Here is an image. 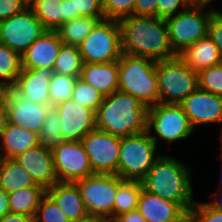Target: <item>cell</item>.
I'll return each instance as SVG.
<instances>
[{
    "label": "cell",
    "instance_id": "obj_1",
    "mask_svg": "<svg viewBox=\"0 0 222 222\" xmlns=\"http://www.w3.org/2000/svg\"><path fill=\"white\" fill-rule=\"evenodd\" d=\"M118 22L121 29L122 53L155 61L178 56L171 47L165 19L132 15Z\"/></svg>",
    "mask_w": 222,
    "mask_h": 222
},
{
    "label": "cell",
    "instance_id": "obj_2",
    "mask_svg": "<svg viewBox=\"0 0 222 222\" xmlns=\"http://www.w3.org/2000/svg\"><path fill=\"white\" fill-rule=\"evenodd\" d=\"M190 169L172 155L161 154L142 180L143 188L154 195L178 203L189 213L196 202Z\"/></svg>",
    "mask_w": 222,
    "mask_h": 222
},
{
    "label": "cell",
    "instance_id": "obj_3",
    "mask_svg": "<svg viewBox=\"0 0 222 222\" xmlns=\"http://www.w3.org/2000/svg\"><path fill=\"white\" fill-rule=\"evenodd\" d=\"M148 108L130 94L114 91L96 110V129L118 137L147 131Z\"/></svg>",
    "mask_w": 222,
    "mask_h": 222
},
{
    "label": "cell",
    "instance_id": "obj_4",
    "mask_svg": "<svg viewBox=\"0 0 222 222\" xmlns=\"http://www.w3.org/2000/svg\"><path fill=\"white\" fill-rule=\"evenodd\" d=\"M156 61L122 53L118 61V90L132 95L147 108L159 103V90L155 71Z\"/></svg>",
    "mask_w": 222,
    "mask_h": 222
},
{
    "label": "cell",
    "instance_id": "obj_5",
    "mask_svg": "<svg viewBox=\"0 0 222 222\" xmlns=\"http://www.w3.org/2000/svg\"><path fill=\"white\" fill-rule=\"evenodd\" d=\"M161 154L147 131L121 137L116 175L122 180L142 181Z\"/></svg>",
    "mask_w": 222,
    "mask_h": 222
},
{
    "label": "cell",
    "instance_id": "obj_6",
    "mask_svg": "<svg viewBox=\"0 0 222 222\" xmlns=\"http://www.w3.org/2000/svg\"><path fill=\"white\" fill-rule=\"evenodd\" d=\"M159 102L181 104L198 87V73L179 56L156 61Z\"/></svg>",
    "mask_w": 222,
    "mask_h": 222
},
{
    "label": "cell",
    "instance_id": "obj_7",
    "mask_svg": "<svg viewBox=\"0 0 222 222\" xmlns=\"http://www.w3.org/2000/svg\"><path fill=\"white\" fill-rule=\"evenodd\" d=\"M191 5L176 15L165 19L173 51L179 55L188 46L208 35V25L214 11L213 6Z\"/></svg>",
    "mask_w": 222,
    "mask_h": 222
},
{
    "label": "cell",
    "instance_id": "obj_8",
    "mask_svg": "<svg viewBox=\"0 0 222 222\" xmlns=\"http://www.w3.org/2000/svg\"><path fill=\"white\" fill-rule=\"evenodd\" d=\"M122 181L118 175L93 174L74 182L91 219H113L117 187Z\"/></svg>",
    "mask_w": 222,
    "mask_h": 222
},
{
    "label": "cell",
    "instance_id": "obj_9",
    "mask_svg": "<svg viewBox=\"0 0 222 222\" xmlns=\"http://www.w3.org/2000/svg\"><path fill=\"white\" fill-rule=\"evenodd\" d=\"M84 64L119 61L121 29L117 20H100L78 46Z\"/></svg>",
    "mask_w": 222,
    "mask_h": 222
},
{
    "label": "cell",
    "instance_id": "obj_10",
    "mask_svg": "<svg viewBox=\"0 0 222 222\" xmlns=\"http://www.w3.org/2000/svg\"><path fill=\"white\" fill-rule=\"evenodd\" d=\"M152 131L156 135H152ZM195 130L192 128L187 115L180 104H164L148 108L147 132L156 143L162 140L164 143H172L186 140Z\"/></svg>",
    "mask_w": 222,
    "mask_h": 222
},
{
    "label": "cell",
    "instance_id": "obj_11",
    "mask_svg": "<svg viewBox=\"0 0 222 222\" xmlns=\"http://www.w3.org/2000/svg\"><path fill=\"white\" fill-rule=\"evenodd\" d=\"M46 29L30 7L0 22V43L21 56Z\"/></svg>",
    "mask_w": 222,
    "mask_h": 222
},
{
    "label": "cell",
    "instance_id": "obj_12",
    "mask_svg": "<svg viewBox=\"0 0 222 222\" xmlns=\"http://www.w3.org/2000/svg\"><path fill=\"white\" fill-rule=\"evenodd\" d=\"M120 141L121 137L98 129L90 131L81 139L94 174L116 175Z\"/></svg>",
    "mask_w": 222,
    "mask_h": 222
},
{
    "label": "cell",
    "instance_id": "obj_13",
    "mask_svg": "<svg viewBox=\"0 0 222 222\" xmlns=\"http://www.w3.org/2000/svg\"><path fill=\"white\" fill-rule=\"evenodd\" d=\"M51 151L58 182L74 183L94 174L81 141H62Z\"/></svg>",
    "mask_w": 222,
    "mask_h": 222
},
{
    "label": "cell",
    "instance_id": "obj_14",
    "mask_svg": "<svg viewBox=\"0 0 222 222\" xmlns=\"http://www.w3.org/2000/svg\"><path fill=\"white\" fill-rule=\"evenodd\" d=\"M52 108L61 120L63 141H81L87 133L96 129L95 111L80 103L68 100Z\"/></svg>",
    "mask_w": 222,
    "mask_h": 222
},
{
    "label": "cell",
    "instance_id": "obj_15",
    "mask_svg": "<svg viewBox=\"0 0 222 222\" xmlns=\"http://www.w3.org/2000/svg\"><path fill=\"white\" fill-rule=\"evenodd\" d=\"M192 128L200 125L222 124V97L197 87L180 104ZM222 140V132L219 136Z\"/></svg>",
    "mask_w": 222,
    "mask_h": 222
},
{
    "label": "cell",
    "instance_id": "obj_16",
    "mask_svg": "<svg viewBox=\"0 0 222 222\" xmlns=\"http://www.w3.org/2000/svg\"><path fill=\"white\" fill-rule=\"evenodd\" d=\"M8 123L39 134L50 105L37 104L21 96L14 88H9L6 94Z\"/></svg>",
    "mask_w": 222,
    "mask_h": 222
},
{
    "label": "cell",
    "instance_id": "obj_17",
    "mask_svg": "<svg viewBox=\"0 0 222 222\" xmlns=\"http://www.w3.org/2000/svg\"><path fill=\"white\" fill-rule=\"evenodd\" d=\"M14 160L32 177L34 182L45 190L58 182L51 148L37 145L19 154Z\"/></svg>",
    "mask_w": 222,
    "mask_h": 222
},
{
    "label": "cell",
    "instance_id": "obj_18",
    "mask_svg": "<svg viewBox=\"0 0 222 222\" xmlns=\"http://www.w3.org/2000/svg\"><path fill=\"white\" fill-rule=\"evenodd\" d=\"M56 30H46L21 56L23 69L54 68L61 48Z\"/></svg>",
    "mask_w": 222,
    "mask_h": 222
},
{
    "label": "cell",
    "instance_id": "obj_19",
    "mask_svg": "<svg viewBox=\"0 0 222 222\" xmlns=\"http://www.w3.org/2000/svg\"><path fill=\"white\" fill-rule=\"evenodd\" d=\"M53 73L50 68H22L13 88L33 103L50 105V79Z\"/></svg>",
    "mask_w": 222,
    "mask_h": 222
},
{
    "label": "cell",
    "instance_id": "obj_20",
    "mask_svg": "<svg viewBox=\"0 0 222 222\" xmlns=\"http://www.w3.org/2000/svg\"><path fill=\"white\" fill-rule=\"evenodd\" d=\"M137 210L146 222H174L186 213L178 203L154 195L144 188L138 198Z\"/></svg>",
    "mask_w": 222,
    "mask_h": 222
},
{
    "label": "cell",
    "instance_id": "obj_21",
    "mask_svg": "<svg viewBox=\"0 0 222 222\" xmlns=\"http://www.w3.org/2000/svg\"><path fill=\"white\" fill-rule=\"evenodd\" d=\"M46 194L60 207L70 221L91 219L75 183L57 182L46 190Z\"/></svg>",
    "mask_w": 222,
    "mask_h": 222
},
{
    "label": "cell",
    "instance_id": "obj_22",
    "mask_svg": "<svg viewBox=\"0 0 222 222\" xmlns=\"http://www.w3.org/2000/svg\"><path fill=\"white\" fill-rule=\"evenodd\" d=\"M80 78L98 90L102 96H108L119 87L118 61L83 64Z\"/></svg>",
    "mask_w": 222,
    "mask_h": 222
},
{
    "label": "cell",
    "instance_id": "obj_23",
    "mask_svg": "<svg viewBox=\"0 0 222 222\" xmlns=\"http://www.w3.org/2000/svg\"><path fill=\"white\" fill-rule=\"evenodd\" d=\"M39 145L38 134L7 123L0 135V158L14 159L27 149Z\"/></svg>",
    "mask_w": 222,
    "mask_h": 222
},
{
    "label": "cell",
    "instance_id": "obj_24",
    "mask_svg": "<svg viewBox=\"0 0 222 222\" xmlns=\"http://www.w3.org/2000/svg\"><path fill=\"white\" fill-rule=\"evenodd\" d=\"M194 72L222 63L217 46L207 35L178 55Z\"/></svg>",
    "mask_w": 222,
    "mask_h": 222
},
{
    "label": "cell",
    "instance_id": "obj_25",
    "mask_svg": "<svg viewBox=\"0 0 222 222\" xmlns=\"http://www.w3.org/2000/svg\"><path fill=\"white\" fill-rule=\"evenodd\" d=\"M30 186L41 185L14 159L0 158V189L10 193Z\"/></svg>",
    "mask_w": 222,
    "mask_h": 222
},
{
    "label": "cell",
    "instance_id": "obj_26",
    "mask_svg": "<svg viewBox=\"0 0 222 222\" xmlns=\"http://www.w3.org/2000/svg\"><path fill=\"white\" fill-rule=\"evenodd\" d=\"M104 17H77L64 22L57 30L61 42L78 47L95 25Z\"/></svg>",
    "mask_w": 222,
    "mask_h": 222
},
{
    "label": "cell",
    "instance_id": "obj_27",
    "mask_svg": "<svg viewBox=\"0 0 222 222\" xmlns=\"http://www.w3.org/2000/svg\"><path fill=\"white\" fill-rule=\"evenodd\" d=\"M46 194L42 186H30L8 193L10 213L35 216L41 198Z\"/></svg>",
    "mask_w": 222,
    "mask_h": 222
},
{
    "label": "cell",
    "instance_id": "obj_28",
    "mask_svg": "<svg viewBox=\"0 0 222 222\" xmlns=\"http://www.w3.org/2000/svg\"><path fill=\"white\" fill-rule=\"evenodd\" d=\"M142 188V181L139 180H123L118 185L113 206V218L137 210L138 198Z\"/></svg>",
    "mask_w": 222,
    "mask_h": 222
},
{
    "label": "cell",
    "instance_id": "obj_29",
    "mask_svg": "<svg viewBox=\"0 0 222 222\" xmlns=\"http://www.w3.org/2000/svg\"><path fill=\"white\" fill-rule=\"evenodd\" d=\"M63 0H37L30 8L46 30L63 24Z\"/></svg>",
    "mask_w": 222,
    "mask_h": 222
},
{
    "label": "cell",
    "instance_id": "obj_30",
    "mask_svg": "<svg viewBox=\"0 0 222 222\" xmlns=\"http://www.w3.org/2000/svg\"><path fill=\"white\" fill-rule=\"evenodd\" d=\"M21 70V55L0 43V82L8 88H13Z\"/></svg>",
    "mask_w": 222,
    "mask_h": 222
},
{
    "label": "cell",
    "instance_id": "obj_31",
    "mask_svg": "<svg viewBox=\"0 0 222 222\" xmlns=\"http://www.w3.org/2000/svg\"><path fill=\"white\" fill-rule=\"evenodd\" d=\"M83 64L78 47L62 44L53 71L61 75L80 77Z\"/></svg>",
    "mask_w": 222,
    "mask_h": 222
},
{
    "label": "cell",
    "instance_id": "obj_32",
    "mask_svg": "<svg viewBox=\"0 0 222 222\" xmlns=\"http://www.w3.org/2000/svg\"><path fill=\"white\" fill-rule=\"evenodd\" d=\"M77 77L53 73L50 79V106L71 100Z\"/></svg>",
    "mask_w": 222,
    "mask_h": 222
},
{
    "label": "cell",
    "instance_id": "obj_33",
    "mask_svg": "<svg viewBox=\"0 0 222 222\" xmlns=\"http://www.w3.org/2000/svg\"><path fill=\"white\" fill-rule=\"evenodd\" d=\"M61 124L57 112L51 108L38 134L39 144L47 148L60 144L63 141Z\"/></svg>",
    "mask_w": 222,
    "mask_h": 222
},
{
    "label": "cell",
    "instance_id": "obj_34",
    "mask_svg": "<svg viewBox=\"0 0 222 222\" xmlns=\"http://www.w3.org/2000/svg\"><path fill=\"white\" fill-rule=\"evenodd\" d=\"M103 98L104 96L98 90L77 77L71 100L96 112Z\"/></svg>",
    "mask_w": 222,
    "mask_h": 222
},
{
    "label": "cell",
    "instance_id": "obj_35",
    "mask_svg": "<svg viewBox=\"0 0 222 222\" xmlns=\"http://www.w3.org/2000/svg\"><path fill=\"white\" fill-rule=\"evenodd\" d=\"M198 87L222 97V63L198 73Z\"/></svg>",
    "mask_w": 222,
    "mask_h": 222
},
{
    "label": "cell",
    "instance_id": "obj_36",
    "mask_svg": "<svg viewBox=\"0 0 222 222\" xmlns=\"http://www.w3.org/2000/svg\"><path fill=\"white\" fill-rule=\"evenodd\" d=\"M70 220L55 202L45 194L36 209L34 222H69Z\"/></svg>",
    "mask_w": 222,
    "mask_h": 222
},
{
    "label": "cell",
    "instance_id": "obj_37",
    "mask_svg": "<svg viewBox=\"0 0 222 222\" xmlns=\"http://www.w3.org/2000/svg\"><path fill=\"white\" fill-rule=\"evenodd\" d=\"M135 0H102L105 19L117 20L134 15Z\"/></svg>",
    "mask_w": 222,
    "mask_h": 222
},
{
    "label": "cell",
    "instance_id": "obj_38",
    "mask_svg": "<svg viewBox=\"0 0 222 222\" xmlns=\"http://www.w3.org/2000/svg\"><path fill=\"white\" fill-rule=\"evenodd\" d=\"M72 19L77 17H104L102 0H71Z\"/></svg>",
    "mask_w": 222,
    "mask_h": 222
},
{
    "label": "cell",
    "instance_id": "obj_39",
    "mask_svg": "<svg viewBox=\"0 0 222 222\" xmlns=\"http://www.w3.org/2000/svg\"><path fill=\"white\" fill-rule=\"evenodd\" d=\"M189 213L192 222H222V212L205 201L195 202Z\"/></svg>",
    "mask_w": 222,
    "mask_h": 222
},
{
    "label": "cell",
    "instance_id": "obj_40",
    "mask_svg": "<svg viewBox=\"0 0 222 222\" xmlns=\"http://www.w3.org/2000/svg\"><path fill=\"white\" fill-rule=\"evenodd\" d=\"M191 5L189 0H157V17L166 19L187 9Z\"/></svg>",
    "mask_w": 222,
    "mask_h": 222
},
{
    "label": "cell",
    "instance_id": "obj_41",
    "mask_svg": "<svg viewBox=\"0 0 222 222\" xmlns=\"http://www.w3.org/2000/svg\"><path fill=\"white\" fill-rule=\"evenodd\" d=\"M208 36L217 46L222 59V11H213L208 25Z\"/></svg>",
    "mask_w": 222,
    "mask_h": 222
},
{
    "label": "cell",
    "instance_id": "obj_42",
    "mask_svg": "<svg viewBox=\"0 0 222 222\" xmlns=\"http://www.w3.org/2000/svg\"><path fill=\"white\" fill-rule=\"evenodd\" d=\"M26 6L21 0H0V22L21 12Z\"/></svg>",
    "mask_w": 222,
    "mask_h": 222
},
{
    "label": "cell",
    "instance_id": "obj_43",
    "mask_svg": "<svg viewBox=\"0 0 222 222\" xmlns=\"http://www.w3.org/2000/svg\"><path fill=\"white\" fill-rule=\"evenodd\" d=\"M134 15L157 17V0H135Z\"/></svg>",
    "mask_w": 222,
    "mask_h": 222
},
{
    "label": "cell",
    "instance_id": "obj_44",
    "mask_svg": "<svg viewBox=\"0 0 222 222\" xmlns=\"http://www.w3.org/2000/svg\"><path fill=\"white\" fill-rule=\"evenodd\" d=\"M113 222H146L138 210L120 214L112 219Z\"/></svg>",
    "mask_w": 222,
    "mask_h": 222
},
{
    "label": "cell",
    "instance_id": "obj_45",
    "mask_svg": "<svg viewBox=\"0 0 222 222\" xmlns=\"http://www.w3.org/2000/svg\"><path fill=\"white\" fill-rule=\"evenodd\" d=\"M0 222H34V217L25 214L8 213L0 218Z\"/></svg>",
    "mask_w": 222,
    "mask_h": 222
},
{
    "label": "cell",
    "instance_id": "obj_46",
    "mask_svg": "<svg viewBox=\"0 0 222 222\" xmlns=\"http://www.w3.org/2000/svg\"><path fill=\"white\" fill-rule=\"evenodd\" d=\"M8 193L0 189V218L10 213Z\"/></svg>",
    "mask_w": 222,
    "mask_h": 222
},
{
    "label": "cell",
    "instance_id": "obj_47",
    "mask_svg": "<svg viewBox=\"0 0 222 222\" xmlns=\"http://www.w3.org/2000/svg\"><path fill=\"white\" fill-rule=\"evenodd\" d=\"M7 123H8V110L6 106V101L4 100L0 104V135L2 134V131L6 128Z\"/></svg>",
    "mask_w": 222,
    "mask_h": 222
},
{
    "label": "cell",
    "instance_id": "obj_48",
    "mask_svg": "<svg viewBox=\"0 0 222 222\" xmlns=\"http://www.w3.org/2000/svg\"><path fill=\"white\" fill-rule=\"evenodd\" d=\"M216 194H212L214 195L212 198V201L207 202L213 209H216L218 211L222 212V188H218Z\"/></svg>",
    "mask_w": 222,
    "mask_h": 222
},
{
    "label": "cell",
    "instance_id": "obj_49",
    "mask_svg": "<svg viewBox=\"0 0 222 222\" xmlns=\"http://www.w3.org/2000/svg\"><path fill=\"white\" fill-rule=\"evenodd\" d=\"M63 23L72 20L71 0H63Z\"/></svg>",
    "mask_w": 222,
    "mask_h": 222
},
{
    "label": "cell",
    "instance_id": "obj_50",
    "mask_svg": "<svg viewBox=\"0 0 222 222\" xmlns=\"http://www.w3.org/2000/svg\"><path fill=\"white\" fill-rule=\"evenodd\" d=\"M9 88L0 82V104L6 99Z\"/></svg>",
    "mask_w": 222,
    "mask_h": 222
},
{
    "label": "cell",
    "instance_id": "obj_51",
    "mask_svg": "<svg viewBox=\"0 0 222 222\" xmlns=\"http://www.w3.org/2000/svg\"><path fill=\"white\" fill-rule=\"evenodd\" d=\"M193 5H209L211 2L215 0H189Z\"/></svg>",
    "mask_w": 222,
    "mask_h": 222
},
{
    "label": "cell",
    "instance_id": "obj_52",
    "mask_svg": "<svg viewBox=\"0 0 222 222\" xmlns=\"http://www.w3.org/2000/svg\"><path fill=\"white\" fill-rule=\"evenodd\" d=\"M190 221H191L190 213L186 212L179 220L174 222H190Z\"/></svg>",
    "mask_w": 222,
    "mask_h": 222
},
{
    "label": "cell",
    "instance_id": "obj_53",
    "mask_svg": "<svg viewBox=\"0 0 222 222\" xmlns=\"http://www.w3.org/2000/svg\"><path fill=\"white\" fill-rule=\"evenodd\" d=\"M37 0H21L26 7H31Z\"/></svg>",
    "mask_w": 222,
    "mask_h": 222
},
{
    "label": "cell",
    "instance_id": "obj_54",
    "mask_svg": "<svg viewBox=\"0 0 222 222\" xmlns=\"http://www.w3.org/2000/svg\"><path fill=\"white\" fill-rule=\"evenodd\" d=\"M220 144L222 145V140H221V142H220ZM221 149V160H222V147L220 148ZM222 166V165H221ZM222 168V167H221ZM222 175V174H221ZM220 175V177H221V179H220V183H219V185H218V187L219 188H222V176Z\"/></svg>",
    "mask_w": 222,
    "mask_h": 222
},
{
    "label": "cell",
    "instance_id": "obj_55",
    "mask_svg": "<svg viewBox=\"0 0 222 222\" xmlns=\"http://www.w3.org/2000/svg\"><path fill=\"white\" fill-rule=\"evenodd\" d=\"M69 222H95L94 219L82 220V221H69Z\"/></svg>",
    "mask_w": 222,
    "mask_h": 222
},
{
    "label": "cell",
    "instance_id": "obj_56",
    "mask_svg": "<svg viewBox=\"0 0 222 222\" xmlns=\"http://www.w3.org/2000/svg\"><path fill=\"white\" fill-rule=\"evenodd\" d=\"M95 222H113L112 220H95Z\"/></svg>",
    "mask_w": 222,
    "mask_h": 222
}]
</instances>
